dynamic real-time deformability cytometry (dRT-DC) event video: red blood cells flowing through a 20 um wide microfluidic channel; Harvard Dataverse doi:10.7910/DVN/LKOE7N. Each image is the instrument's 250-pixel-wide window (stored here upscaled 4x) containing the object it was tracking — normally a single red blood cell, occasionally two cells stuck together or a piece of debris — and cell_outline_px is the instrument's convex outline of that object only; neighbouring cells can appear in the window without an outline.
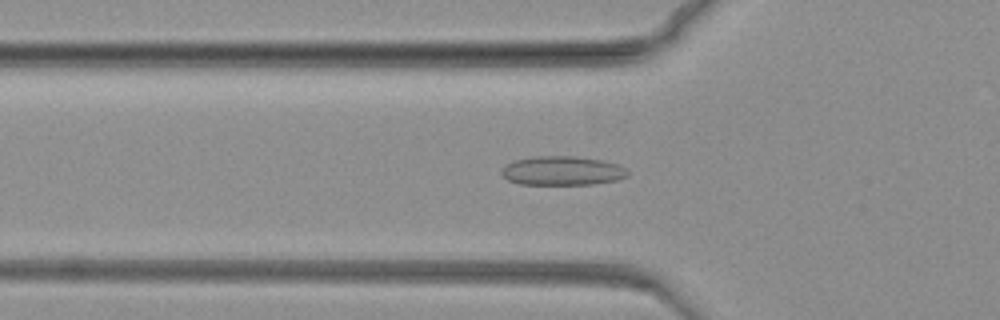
{"species": "common noctule bat (a hibernating species)", "species_latin": "Nyctalus noctula", "temperature_condition": "warm", "stored_images_in_passage": 75, "camera_frame_rate_fps": 3000, "um_per_image_px": 0.085, "animal": {"sex": "female", "body_mass_g": 19.3, "forearm_length_mm": 54.1}, "frame": {"image": 1, "passage_image": 28, "time_ms": 9.0, "image_size_px": [1000, 320], "cell_outline_px": [[628, 176], [616, 180], [592, 184], [520, 184], [508, 180], [500, 172], [504, 164], [512, 160], [536, 156], [576, 156], [600, 160], [620, 164], [628, 172]], "centroid_in_image_um": [47.76, 14.5], "position_along_channel_um": 78.0, "area_um2": 21.44}}
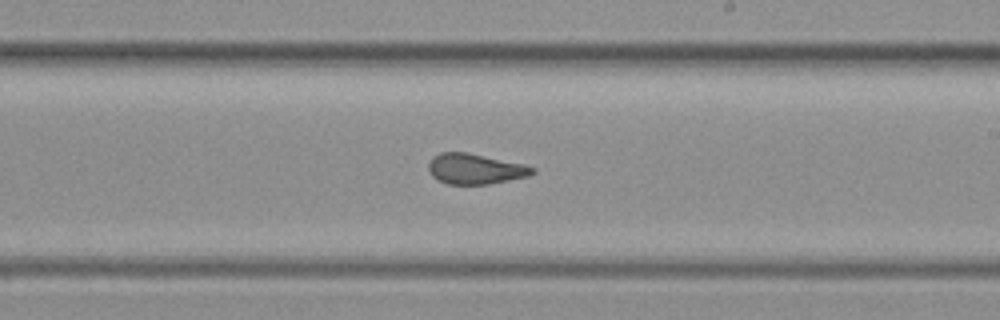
{"frame": {"image": 2, "passage_image": 48, "time_ms": 15.667, "image_size_px": [1000, 320], "cell_outline_px": [[536, 172], [528, 176], [488, 184], [448, 184], [432, 176], [428, 168], [428, 164], [432, 156], [440, 152], [464, 152], [524, 164], [536, 168]], "centroid_in_image_um": [40.38, 14.35], "position_along_channel_um": 248.6, "area_um2": 18.26}}
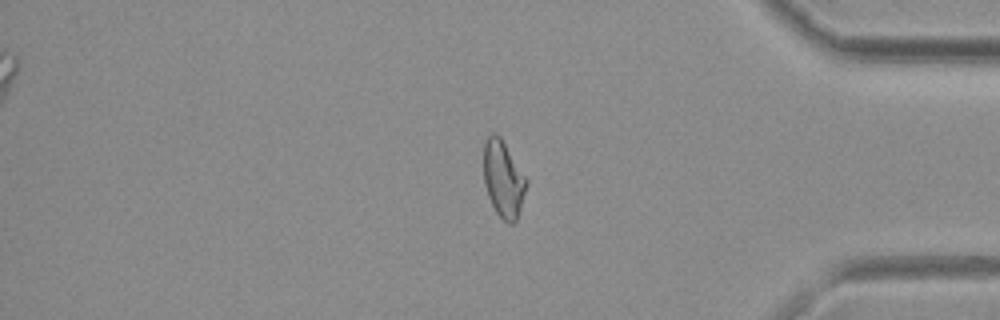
{"frame": {"image": 3, "passage_image": 68, "time_ms": 22.333, "image_size_px": [1000, 320], "cell_outline_px": [[528, 180], [520, 208], [516, 220], [512, 224], [508, 224], [496, 212], [488, 196], [484, 184], [484, 140], [492, 132], [500, 136]], "centroid_in_image_um": [42.77, 15.2], "position_along_channel_um": 392.4, "area_um2": 18.9}}